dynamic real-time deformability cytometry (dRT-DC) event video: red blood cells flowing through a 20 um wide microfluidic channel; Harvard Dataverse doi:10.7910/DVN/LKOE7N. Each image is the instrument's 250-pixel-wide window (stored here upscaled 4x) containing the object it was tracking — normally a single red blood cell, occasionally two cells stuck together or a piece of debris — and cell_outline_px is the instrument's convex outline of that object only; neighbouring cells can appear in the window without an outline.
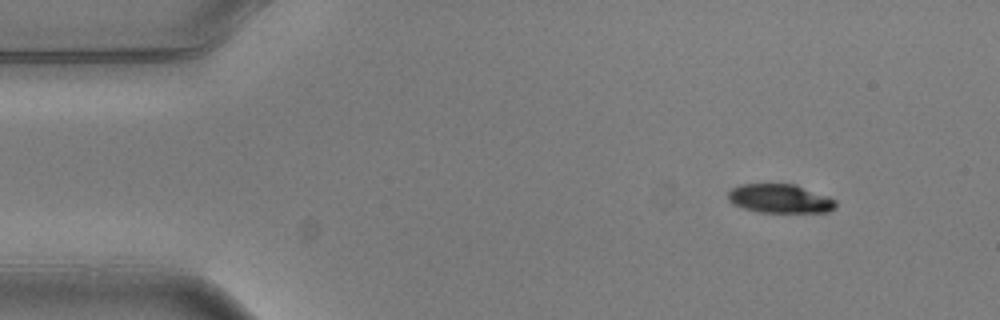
{"species": "common noctule bat (a hibernating species)", "species_latin": "Nyctalus noctula", "temperature_condition": "warm", "stored_images_in_passage": 6, "camera_frame_rate_fps": 3000, "um_per_image_px": 0.085, "animal": {"sex": "male", "body_mass_g": 20.5, "forearm_length_mm": 52.5}, "frame": {"image": 1, "passage_image": 1, "time_ms": 0.0, "image_size_px": [1000, 320], "cell_outline_px": [[836, 208], [828, 212], [760, 212], [744, 208], [732, 204], [728, 200], [728, 192], [732, 188], [740, 184], [796, 184], [828, 196], [836, 200]], "centroid_in_image_um": [66.31, 16.88], "position_along_channel_um": 18.7, "area_um2": 18.21}}
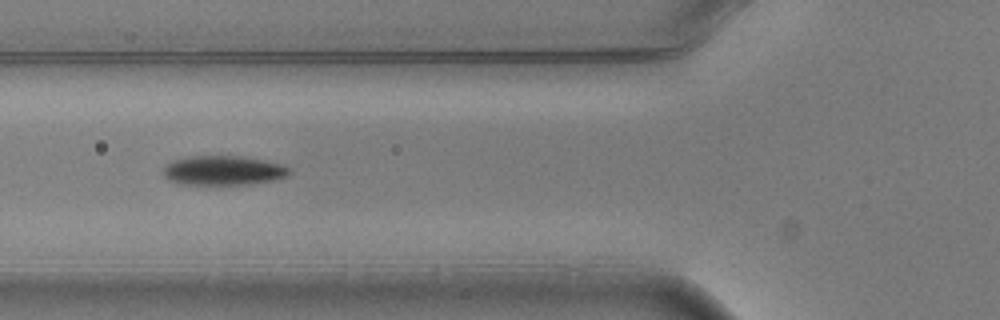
{"frame": {"image": 2, "passage_image": 5, "time_ms": 1.333, "image_size_px": [1000, 320], "cell_outline_px": [[292, 172], [288, 176], [272, 180], [252, 184], [180, 184], [168, 180], [164, 176], [164, 168], [172, 160], [188, 156], [244, 156], [276, 164], [288, 168]], "centroid_in_image_um": [18.93, 14.49], "position_along_channel_um": 106.9, "area_um2": 21.39}}
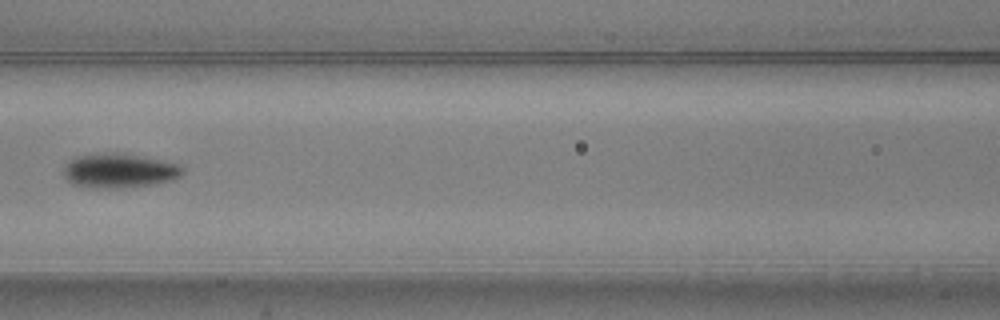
{"frame": {"image": 3, "passage_image": 6, "time_ms": 1.667, "image_size_px": [1000, 320], "cell_outline_px": [[184, 172], [180, 176], [172, 180], [156, 184], [120, 188], [96, 188], [72, 184], [64, 176], [64, 168], [72, 160], [80, 156], [136, 156], [160, 160], [180, 164], [184, 168]], "centroid_in_image_um": [10.22, 14.58], "position_along_channel_um": 156.4, "area_um2": 22.66}}